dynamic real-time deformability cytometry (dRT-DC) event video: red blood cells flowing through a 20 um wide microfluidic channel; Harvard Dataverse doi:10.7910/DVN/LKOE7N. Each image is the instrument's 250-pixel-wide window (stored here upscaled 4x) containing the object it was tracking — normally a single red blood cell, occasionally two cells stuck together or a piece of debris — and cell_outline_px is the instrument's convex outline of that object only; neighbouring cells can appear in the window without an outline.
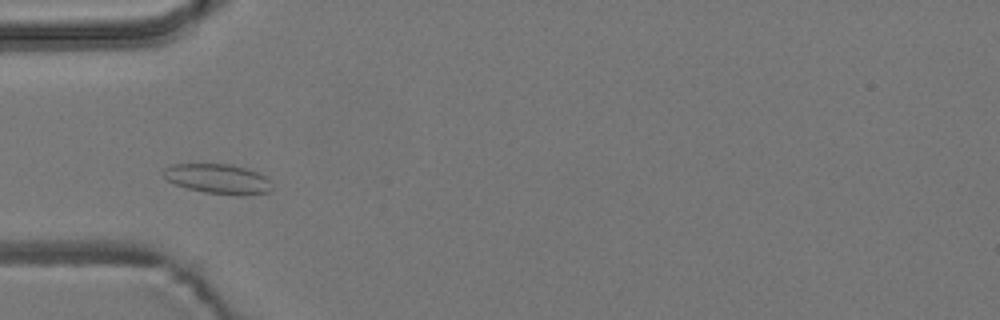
{"species": "common noctule bat (a hibernating species)", "species_latin": "Nyctalus noctula", "temperature_condition": "room temperature", "stored_images_in_passage": 49, "camera_frame_rate_fps": 3000, "um_per_image_px": 0.085, "animal": {"sex": "male", "body_mass_g": 19.2, "forearm_length_mm": 51.8}, "frame": {"image": 1, "passage_image": 11, "time_ms": 3.333, "image_size_px": [1000, 320], "cell_outline_px": [[272, 188], [268, 192], [244, 196], [240, 196], [204, 192], [188, 188], [176, 184], [168, 180], [160, 172], [164, 168], [172, 164], [228, 164], [244, 168], [256, 172], [264, 176], [268, 180]], "centroid_in_image_um": [18.5, 15.21], "position_along_channel_um": 66.5, "area_um2": 18.73}}
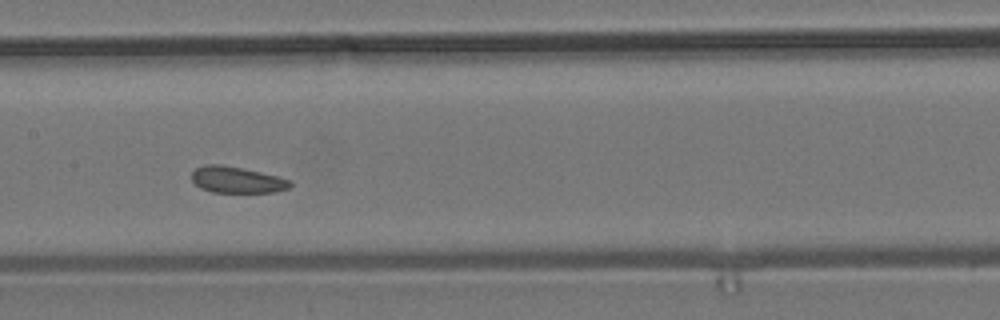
{"frame": {"image": 2, "passage_image": 21, "time_ms": 6.667, "image_size_px": [1000, 320], "cell_outline_px": [[292, 184], [288, 188], [272, 192], [212, 192], [200, 188], [192, 180], [192, 172], [196, 168], [204, 164], [220, 164], [260, 172], [292, 180]], "centroid_in_image_um": [20.11, 15.28], "position_along_channel_um": 187.3, "area_um2": 14.97}}
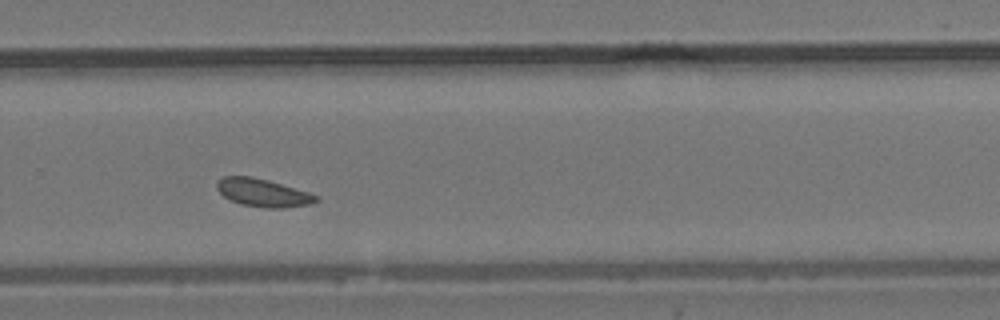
{"frame": {"image": 3, "passage_image": 31, "time_ms": 10.0, "image_size_px": [1000, 320], "cell_outline_px": [[320, 200], [312, 204], [284, 208], [264, 208], [240, 204], [224, 196], [216, 188], [216, 180], [224, 176], [252, 176], [268, 180], [308, 192], [320, 196]], "centroid_in_image_um": [22.37, 16.39], "position_along_channel_um": 307.4, "area_um2": 16.3}, "authors_computed_cell_mechanics": {"area_um2": 16.2418, "velocity_mm_per_s": 3.6237, "shape_relaxation_time_tau1_ms": null, "shape_relaxation_time_tau2_ms": 2.0004, "deformation_change_tau1": null, "deformation_change_tau2": 0.0559}}